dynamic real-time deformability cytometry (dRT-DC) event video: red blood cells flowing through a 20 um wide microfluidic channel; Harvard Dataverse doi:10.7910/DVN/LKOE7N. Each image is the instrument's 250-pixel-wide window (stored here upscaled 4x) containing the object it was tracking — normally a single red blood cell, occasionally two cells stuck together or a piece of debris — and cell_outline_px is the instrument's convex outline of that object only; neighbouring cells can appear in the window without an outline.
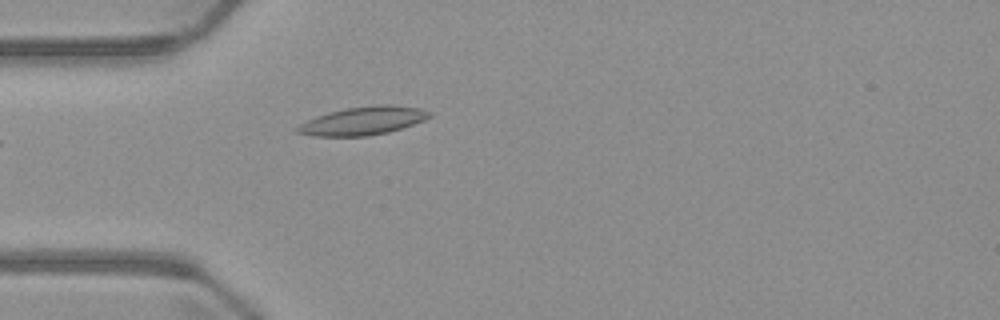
{"species": "common noctule bat (a hibernating species)", "species_latin": "Nyctalus noctula", "temperature_condition": "warm", "stored_images_in_passage": 1, "camera_frame_rate_fps": 3000, "um_per_image_px": 0.085, "animal": {"sex": "male", "body_mass_g": 23.1, "forearm_length_mm": 52.7}, "frame": {"image": 1, "passage_image": 1, "time_ms": 0.0, "image_size_px": [1000, 320], "cell_outline_px": [[432, 116], [424, 120], [388, 132], [368, 136], [312, 136], [296, 132], [296, 128], [300, 124], [316, 116], [328, 112], [348, 108], [376, 104], [392, 104], [420, 108], [432, 112]], "centroid_in_image_um": [30.87, 10.26], "position_along_channel_um": 54.1, "area_um2": 21.73}}